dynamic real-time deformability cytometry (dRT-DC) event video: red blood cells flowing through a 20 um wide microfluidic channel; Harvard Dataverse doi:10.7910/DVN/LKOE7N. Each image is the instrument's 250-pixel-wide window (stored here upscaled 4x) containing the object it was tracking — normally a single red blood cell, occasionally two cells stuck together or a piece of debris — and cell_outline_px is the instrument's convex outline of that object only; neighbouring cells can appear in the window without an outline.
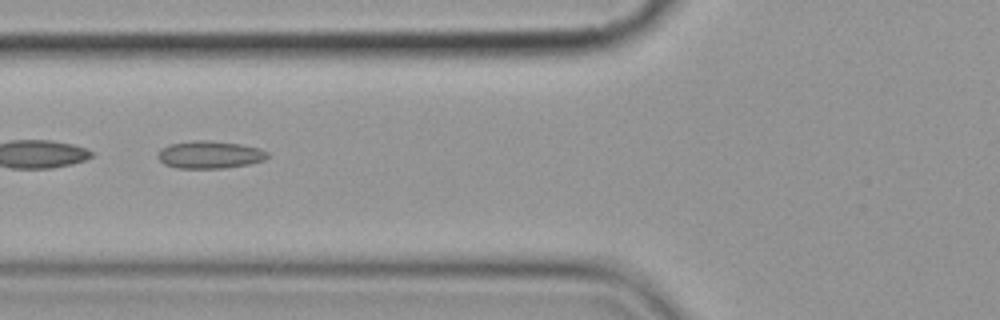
{"species": "common noctule bat (a hibernating species)", "species_latin": "Nyctalus noctula", "temperature_condition": "cold", "stored_images_in_passage": 14, "segment_of_instrument_passage": [2, 2], "camera_frame_rate_fps": 3000, "um_per_image_px": 0.085, "animal": {"sex": "female", "body_mass_g": 19.9}, "frame": {"image": 1, "passage_image": 6, "time_ms": 6.667, "image_size_px": [1000, 320], "cell_outline_px": [[268, 156], [264, 160], [248, 164], [224, 168], [176, 168], [164, 164], [156, 156], [156, 152], [160, 148], [168, 144], [196, 140], [208, 140], [240, 144], [260, 148], [268, 152]], "centroid_in_image_um": [17.78, 13.14], "position_along_channel_um": 108.0, "area_um2": 17.74}}
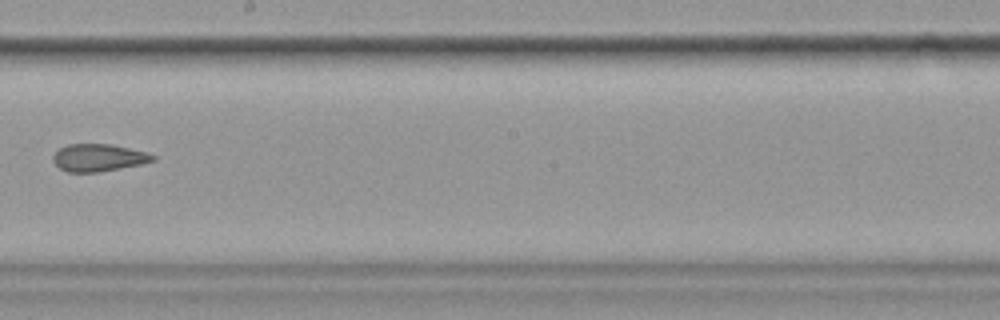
{"frame": {"image": 2, "passage_image": 9, "time_ms": 10.333, "image_size_px": [1000, 320], "cell_outline_px": [[156, 160], [140, 164], [100, 172], [68, 172], [60, 168], [52, 160], [52, 156], [60, 148], [68, 144], [108, 144], [148, 152], [156, 156]], "centroid_in_image_um": [8.38, 13.4], "position_along_channel_um": 239.8, "area_um2": 15.84}}
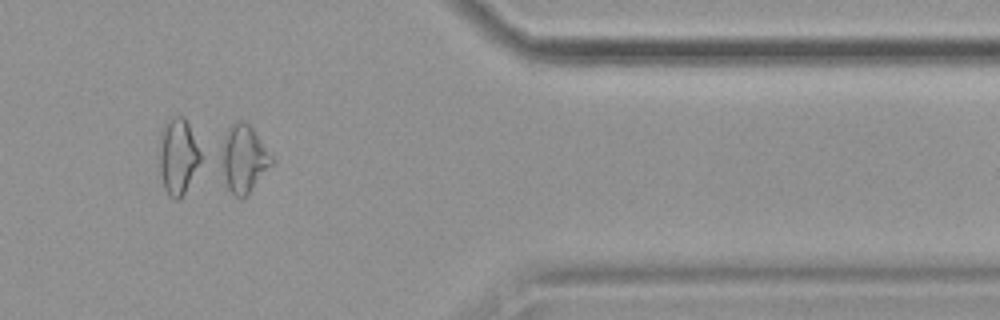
{"frame": {"image": 3, "passage_image": 13, "time_ms": 15.0, "image_size_px": [1000, 320], "cell_outline_px": [[276, 160], [248, 192], [244, 196], [236, 196], [228, 188], [216, 152], [224, 132], [236, 120], [244, 120], [252, 128]], "centroid_in_image_um": [20.65, 13.4], "position_along_channel_um": 390.8, "area_um2": 20.17}}